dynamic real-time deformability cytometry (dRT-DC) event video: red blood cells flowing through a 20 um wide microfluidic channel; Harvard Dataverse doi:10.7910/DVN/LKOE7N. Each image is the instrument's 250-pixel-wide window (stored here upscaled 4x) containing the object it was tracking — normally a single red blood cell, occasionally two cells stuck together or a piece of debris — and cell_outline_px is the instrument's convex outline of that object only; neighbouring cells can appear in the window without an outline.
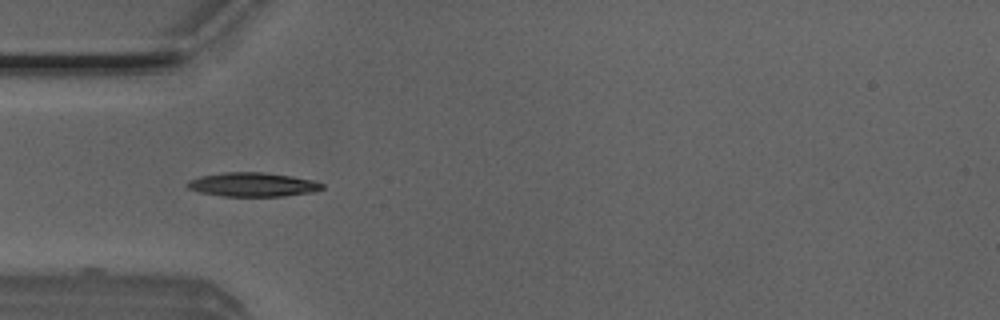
{"species": "Egyptian fruit bat (a non-hibernating species)", "species_latin": "Rousettus aegyptiacus", "temperature_condition": "room temperature", "stored_images_in_passage": 8, "camera_frame_rate_fps": 3000, "um_per_image_px": 0.085, "animal": {"sex": "male"}, "frame": {"image": 1, "passage_image": 1, "time_ms": 0.0, "image_size_px": [1000, 320], "cell_outline_px": [[324, 188], [312, 192], [284, 196], [224, 196], [200, 192], [188, 188], [184, 184], [188, 180], [200, 176], [224, 172], [264, 172], [292, 176], [316, 180], [324, 184]], "centroid_in_image_um": [21.49, 15.68], "position_along_channel_um": 63.5, "area_um2": 19.02}}